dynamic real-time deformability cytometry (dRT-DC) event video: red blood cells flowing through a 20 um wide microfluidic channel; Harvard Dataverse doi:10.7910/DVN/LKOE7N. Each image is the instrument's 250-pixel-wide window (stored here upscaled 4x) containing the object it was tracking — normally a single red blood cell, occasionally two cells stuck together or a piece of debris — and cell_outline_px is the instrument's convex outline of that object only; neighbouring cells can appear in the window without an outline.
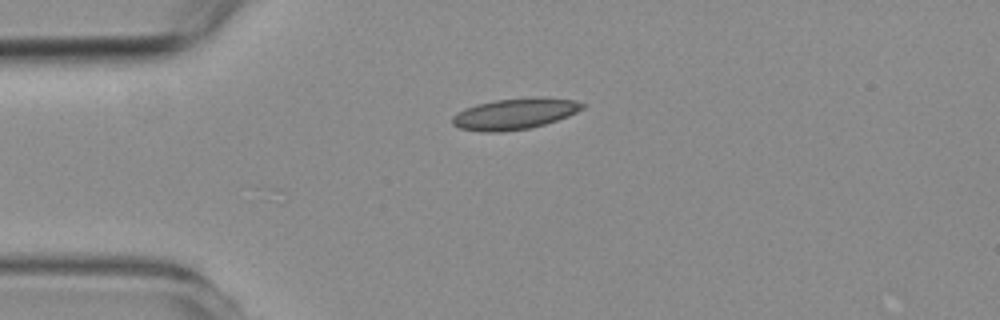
{"species": "common noctule bat (a hibernating species)", "species_latin": "Nyctalus noctula", "temperature_condition": "room temperature", "stored_images_in_passage": 11, "camera_frame_rate_fps": 3000, "um_per_image_px": 0.085, "animal": {"sex": "female", "body_mass_g": 19.3, "forearm_length_mm": 54.1}, "frame": {"image": 1, "passage_image": 11, "time_ms": 3.333, "image_size_px": [1000, 320], "cell_outline_px": [[584, 108], [568, 116], [544, 124], [528, 128], [500, 132], [484, 132], [460, 128], [452, 124], [452, 116], [456, 112], [464, 108], [476, 104], [496, 100], [544, 96], [576, 100], [584, 104]], "centroid_in_image_um": [43.74, 9.66], "position_along_channel_um": 41.3, "area_um2": 23.58}}